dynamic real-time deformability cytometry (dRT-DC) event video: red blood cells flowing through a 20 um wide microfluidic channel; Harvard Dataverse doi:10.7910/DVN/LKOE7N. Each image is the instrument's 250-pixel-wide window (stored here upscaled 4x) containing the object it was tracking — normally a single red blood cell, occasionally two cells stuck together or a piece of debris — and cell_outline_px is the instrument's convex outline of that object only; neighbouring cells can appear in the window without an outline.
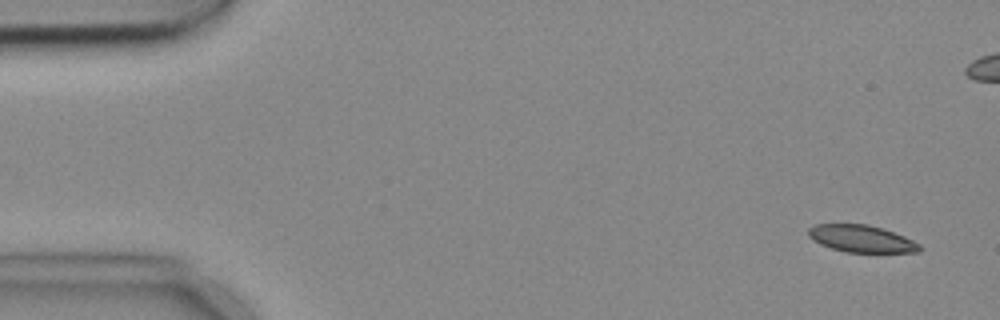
{"species": "common noctule bat (a hibernating species)", "species_latin": "Nyctalus noctula", "temperature_condition": "cold", "stored_images_in_passage": 7, "camera_frame_rate_fps": 3000, "um_per_image_px": 0.085, "animal": {"sex": "female", "body_mass_g": 18.4}, "frame": {"image": 1, "passage_image": 1, "time_ms": 0.0, "image_size_px": [1000, 320], "cell_outline_px": [[924, 248], [920, 252], [848, 252], [832, 248], [820, 244], [812, 240], [808, 236], [808, 228], [816, 224], [868, 224], [904, 236], [920, 244]], "centroid_in_image_um": [73.22, 20.29], "position_along_channel_um": 11.8, "area_um2": 17.51}}
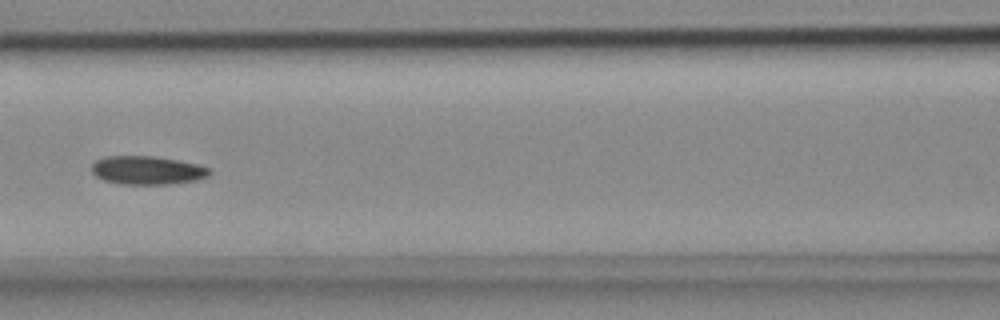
{"frame": {"image": 2, "passage_image": 7, "time_ms": 2.0, "image_size_px": [1000, 320], "cell_outline_px": [[212, 172], [208, 176], [196, 180], [168, 184], [120, 184], [104, 180], [96, 176], [92, 172], [92, 164], [96, 160], [108, 156], [152, 156], [176, 160], [196, 164], [212, 168]], "centroid_in_image_um": [12.53, 14.47], "position_along_channel_um": 154.1, "area_um2": 19.48}}